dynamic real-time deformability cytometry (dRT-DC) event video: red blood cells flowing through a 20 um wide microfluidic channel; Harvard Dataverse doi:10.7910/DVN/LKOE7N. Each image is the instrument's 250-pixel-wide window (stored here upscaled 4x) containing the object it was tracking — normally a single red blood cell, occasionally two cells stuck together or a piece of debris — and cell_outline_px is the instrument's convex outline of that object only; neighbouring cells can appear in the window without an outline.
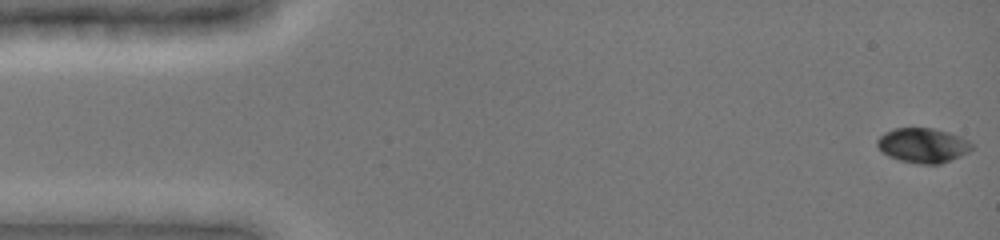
{"species": "common noctule bat (a hibernating species)", "species_latin": "Nyctalus noctula", "temperature_condition": "cold", "stored_images_in_passage": 49, "camera_frame_rate_fps": 3000, "um_per_image_px": 0.085, "animal": {"sex": "female", "body_mass_g": 19.0, "forearm_length_mm": 51.5}, "frame": {"image": 1, "passage_image": 1, "time_ms": 0.0, "image_size_px": [1000, 240], "cell_outline_px": [[972, 148], [968, 152], [960, 156], [940, 164], [916, 164], [900, 160], [888, 156], [876, 144], [876, 140], [884, 132], [896, 128], [932, 128], [948, 132], [960, 136], [968, 140], [972, 144]], "centroid_in_image_um": [78.44, 12.35], "position_along_channel_um": 6.6, "area_um2": 19.07}}
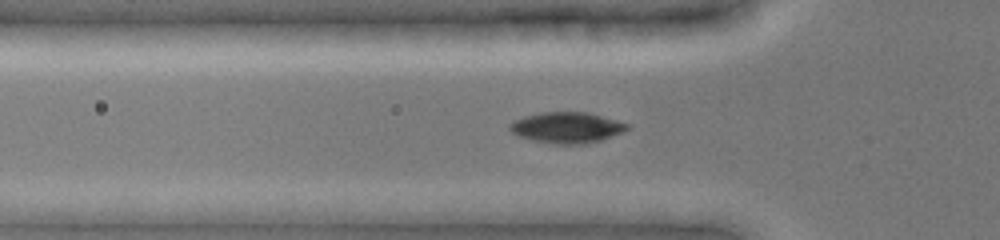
{"frame": {"image": 2, "passage_image": 16, "time_ms": 5.0, "image_size_px": [1000, 240], "cell_outline_px": [[632, 128], [624, 132], [600, 140], [584, 144], [556, 144], [532, 140], [516, 136], [508, 128], [508, 124], [512, 120], [524, 116], [540, 112], [588, 112], [632, 124]], "centroid_in_image_um": [48.19, 10.83], "position_along_channel_um": 77.6, "area_um2": 21.56}}
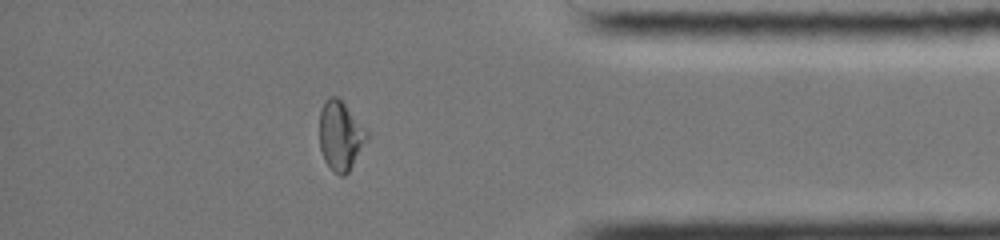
{"frame": {"image": 3, "passage_image": 42, "time_ms": 13.667, "image_size_px": [1000, 240], "cell_outline_px": [[368, 136], [348, 172], [344, 176], [340, 176], [332, 172], [324, 160], [320, 148], [320, 112], [324, 100], [328, 96], [336, 96], [368, 128]], "centroid_in_image_um": [28.93, 11.52], "position_along_channel_um": 406.3, "area_um2": 19.13}, "authors_computed_cell_mechanics": {"area_um2": 19.5364, "velocity_mm_per_s": 3.9459, "shape_relaxation_time_tau1_ms": 4.2538, "shape_relaxation_time_tau2_ms": 1.9441, "deformation_change_tau1": 0.1465, "deformation_change_tau2": 0.039}}